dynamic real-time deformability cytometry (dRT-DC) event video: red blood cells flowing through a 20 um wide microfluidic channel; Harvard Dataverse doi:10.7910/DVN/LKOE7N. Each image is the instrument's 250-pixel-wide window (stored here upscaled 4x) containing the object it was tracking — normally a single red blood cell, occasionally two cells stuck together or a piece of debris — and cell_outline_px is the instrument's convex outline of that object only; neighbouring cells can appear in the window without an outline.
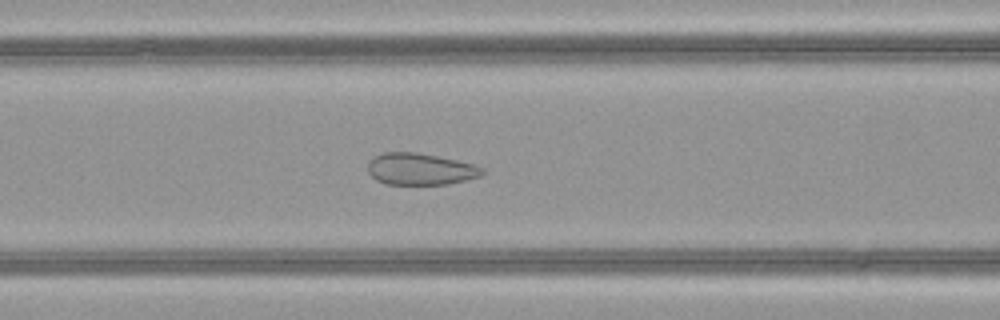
{"species": "common noctule bat (a hibernating species)", "species_latin": "Nyctalus noctula", "temperature_condition": "warm", "stored_images_in_passage": 51, "camera_frame_rate_fps": 3000, "um_per_image_px": 0.085, "animal": {"sex": "female", "body_mass_g": 21.9}, "frame": {"image": 1, "passage_image": 22, "time_ms": 7.0, "image_size_px": [1000, 320], "cell_outline_px": [[484, 172], [480, 176], [448, 184], [384, 184], [376, 180], [368, 172], [368, 160], [384, 152], [416, 152], [456, 160], [472, 164], [484, 168]], "centroid_in_image_um": [35.69, 14.37], "position_along_channel_um": 130.9, "area_um2": 21.04}}
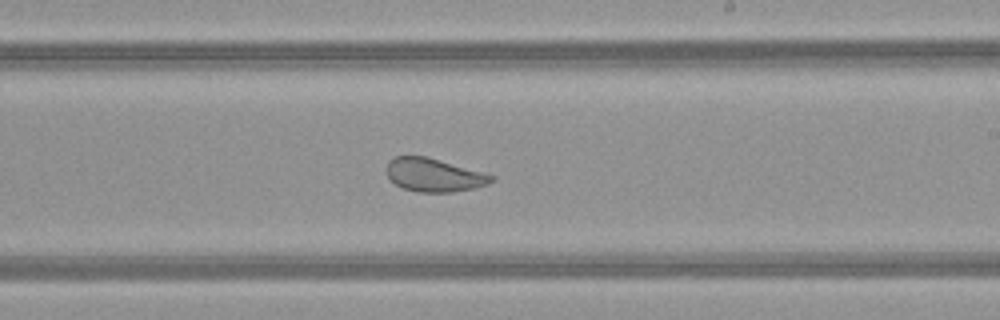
{"frame": {"image": 2, "passage_image": 31, "time_ms": 10.0, "image_size_px": [1000, 320], "cell_outline_px": [[496, 176], [488, 184], [476, 188], [452, 192], [416, 192], [404, 188], [396, 184], [388, 176], [384, 168], [388, 160], [396, 156], [428, 156]], "centroid_in_image_um": [36.86, 14.87], "position_along_channel_um": 252.1, "area_um2": 20.52}}
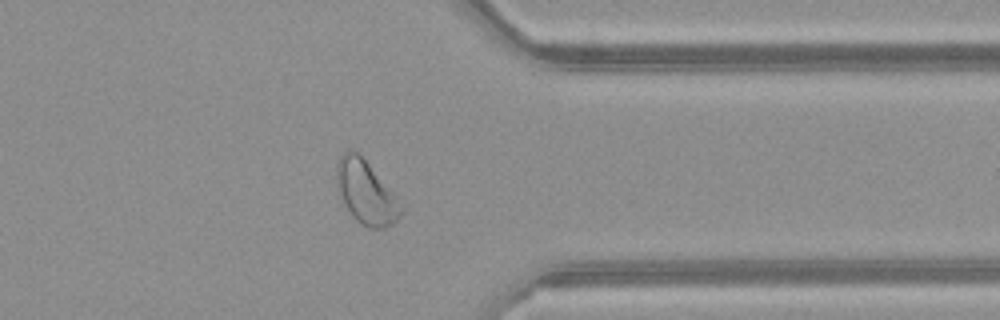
{"frame": {"image": 3, "passage_image": 41, "time_ms": 13.333, "image_size_px": [1000, 320], "cell_outline_px": [[400, 216], [392, 224], [384, 228], [368, 228], [360, 224], [352, 216], [336, 188], [336, 164], [340, 156], [348, 148], [356, 152], [368, 164], [392, 192], [400, 212]], "centroid_in_image_um": [31.02, 16.35], "position_along_channel_um": 380.4, "area_um2": 22.95}, "authors_computed_cell_mechanics": {"area_um2": 26.4724, "velocity_mm_per_s": 4.0474, "shape_relaxation_time_tau1_ms": null, "shape_relaxation_time_tau2_ms": 0.5278, "deformation_change_tau1": null, "deformation_change_tau2": 0.0729}}